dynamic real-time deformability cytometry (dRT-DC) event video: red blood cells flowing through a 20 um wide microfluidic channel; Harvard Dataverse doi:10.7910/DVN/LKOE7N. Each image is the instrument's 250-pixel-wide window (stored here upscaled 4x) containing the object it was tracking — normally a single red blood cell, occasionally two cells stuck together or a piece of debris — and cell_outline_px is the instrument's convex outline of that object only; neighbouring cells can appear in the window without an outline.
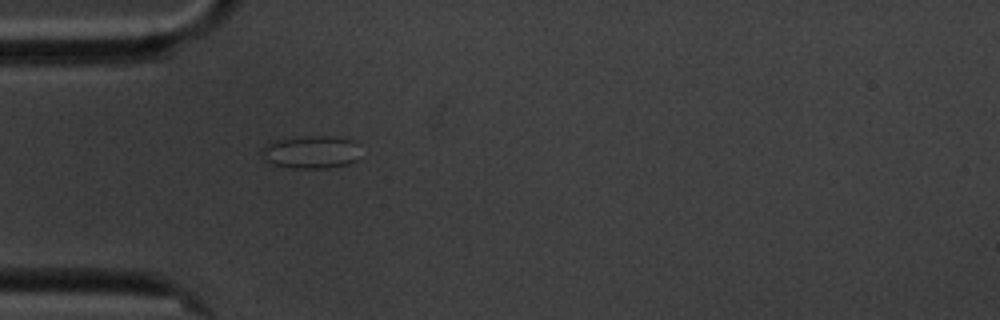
{"species": "common noctule bat (a hibernating species)", "species_latin": "Nyctalus noctula", "temperature_condition": "cold", "stored_images_in_passage": 1, "camera_frame_rate_fps": 3000, "um_per_image_px": 0.085, "animal": {"sex": "male", "body_mass_g": 20.1, "forearm_length_mm": 53.5}, "frame": {"image": 1, "passage_image": 1, "time_ms": 0.0, "image_size_px": [1000, 320], "cell_outline_px": [[360, 144], [356, 160], [348, 164], [324, 168], [292, 168], [272, 164], [260, 152], [260, 148], [264, 144], [272, 140], [308, 136], [328, 136], [352, 140]], "centroid_in_image_um": [26.42, 12.91], "position_along_channel_um": 58.6, "area_um2": 18.96}}